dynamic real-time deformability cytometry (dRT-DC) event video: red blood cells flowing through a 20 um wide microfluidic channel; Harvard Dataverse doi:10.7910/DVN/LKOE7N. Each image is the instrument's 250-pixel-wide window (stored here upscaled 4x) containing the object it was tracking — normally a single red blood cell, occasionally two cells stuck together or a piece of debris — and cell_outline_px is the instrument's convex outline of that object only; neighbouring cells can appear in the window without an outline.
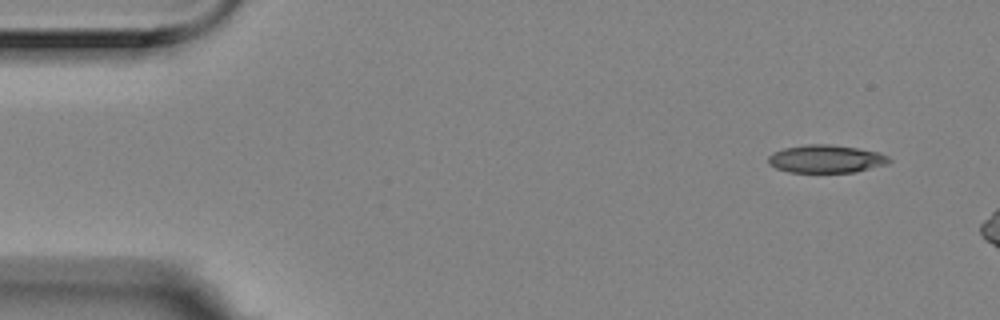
{"species": "Egyptian fruit bat (a non-hibernating species)", "species_latin": "Rousettus aegyptiacus", "temperature_condition": "room temperature", "stored_images_in_passage": 3, "camera_frame_rate_fps": 3000, "um_per_image_px": 0.085, "animal": {"sex": "female"}, "frame": {"image": 1, "passage_image": 1, "time_ms": 0.0, "image_size_px": [1000, 320], "cell_outline_px": [[892, 160], [888, 164], [856, 172], [788, 172], [776, 168], [768, 164], [768, 156], [772, 152], [784, 148], [808, 144], [832, 144], [880, 152], [888, 156]], "centroid_in_image_um": [70.22, 13.5], "position_along_channel_um": 14.8, "area_um2": 19.83}}